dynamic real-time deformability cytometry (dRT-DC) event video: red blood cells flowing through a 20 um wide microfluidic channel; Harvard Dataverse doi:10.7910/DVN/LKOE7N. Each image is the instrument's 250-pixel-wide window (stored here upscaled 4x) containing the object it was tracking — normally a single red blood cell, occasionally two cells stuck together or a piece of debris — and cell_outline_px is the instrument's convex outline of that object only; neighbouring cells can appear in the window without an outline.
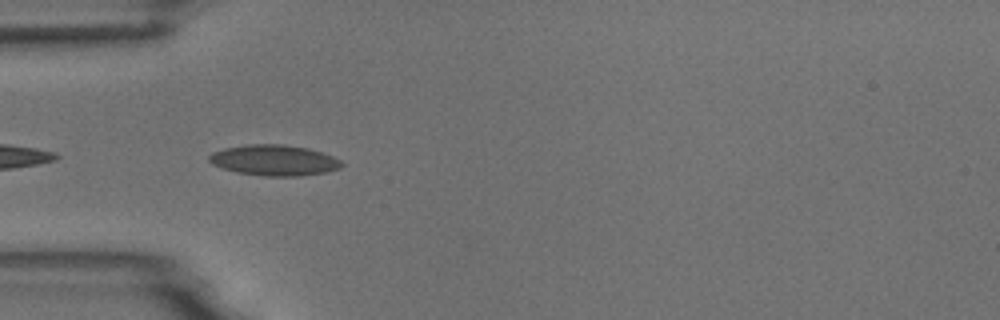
{"species": "common noctule bat (a hibernating species)", "species_latin": "Nyctalus noctula", "temperature_condition": "room temperature", "stored_images_in_passage": 6, "camera_frame_rate_fps": 3000, "um_per_image_px": 0.085, "animal": {"sex": "male", "body_mass_g": 18.8}, "frame": {"image": 1, "passage_image": 5, "time_ms": 4.667, "image_size_px": [1000, 320], "cell_outline_px": [[344, 164], [340, 168], [324, 172], [300, 176], [264, 176], [236, 172], [212, 164], [208, 160], [208, 156], [212, 152], [224, 148], [248, 144], [280, 144], [308, 148], [332, 156], [340, 160]], "centroid_in_image_um": [23.28, 13.62], "position_along_channel_um": 61.7, "area_um2": 23.64}}